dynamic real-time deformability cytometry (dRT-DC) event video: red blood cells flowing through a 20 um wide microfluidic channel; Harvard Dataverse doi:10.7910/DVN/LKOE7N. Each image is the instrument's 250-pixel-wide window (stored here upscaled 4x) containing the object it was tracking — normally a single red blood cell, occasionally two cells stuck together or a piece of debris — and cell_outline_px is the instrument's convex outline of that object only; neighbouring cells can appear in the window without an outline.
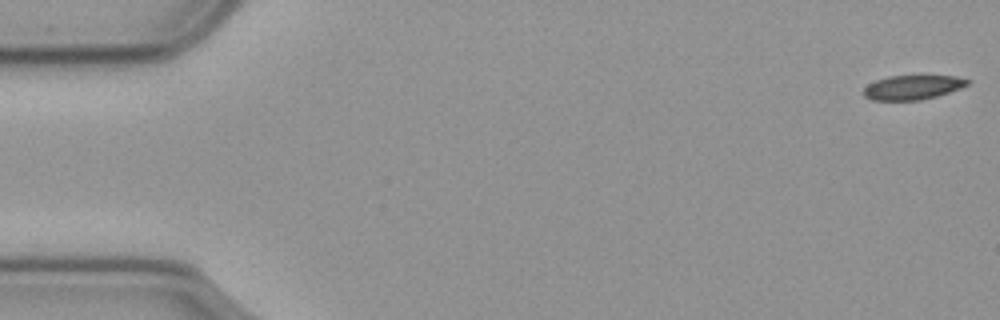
{"species": "common noctule bat (a hibernating species)", "species_latin": "Nyctalus noctula", "temperature_condition": "cold", "stored_images_in_passage": 57, "camera_frame_rate_fps": 3000, "um_per_image_px": 0.085, "animal": {"sex": "male", "body_mass_g": 23.1, "forearm_length_mm": 52.7}, "frame": {"image": 1, "passage_image": 1, "time_ms": 0.0, "image_size_px": [1000, 320], "cell_outline_px": [[972, 80], [968, 84], [960, 88], [936, 96], [920, 100], [872, 100], [864, 96], [864, 88], [868, 84], [876, 80], [888, 76], [956, 76]], "centroid_in_image_um": [77.57, 7.42], "position_along_channel_um": 7.4, "area_um2": 14.62}}
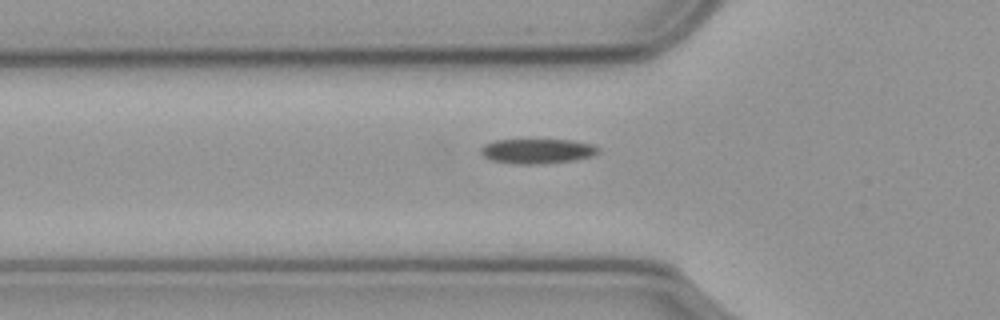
{"frame": {"image": 2, "passage_image": 19, "time_ms": 6.0, "image_size_px": [1000, 320], "cell_outline_px": [[600, 152], [592, 156], [572, 160], [536, 164], [520, 164], [492, 160], [484, 156], [480, 152], [480, 148], [484, 144], [496, 140], [572, 140], [592, 144], [600, 148]], "centroid_in_image_um": [45.68, 12.83], "position_along_channel_um": 80.1, "area_um2": 16.82}}
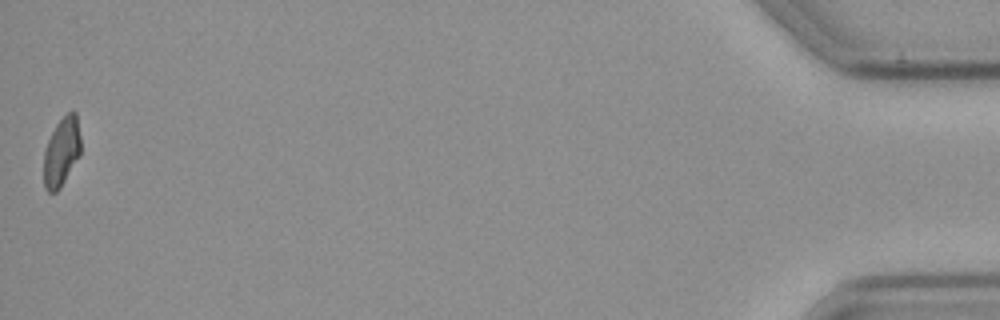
{"frame": {"image": 3, "passage_image": 57, "time_ms": 18.667, "image_size_px": [1000, 320], "cell_outline_px": [[80, 156], [60, 188], [56, 192], [48, 192], [44, 188], [44, 152], [48, 140], [56, 124], [72, 108], [76, 112], [80, 136]], "centroid_in_image_um": [5.24, 12.9], "position_along_channel_um": 430.0, "area_um2": 14.91}, "authors_computed_cell_mechanics": {"area_um2": 16.473, "velocity_mm_per_s": 3.5814, "shape_relaxation_time_tau1_ms": 4.3178, "shape_relaxation_time_tau2_ms": null, "deformation_change_tau1": 0.1104, "deformation_change_tau2": null}}